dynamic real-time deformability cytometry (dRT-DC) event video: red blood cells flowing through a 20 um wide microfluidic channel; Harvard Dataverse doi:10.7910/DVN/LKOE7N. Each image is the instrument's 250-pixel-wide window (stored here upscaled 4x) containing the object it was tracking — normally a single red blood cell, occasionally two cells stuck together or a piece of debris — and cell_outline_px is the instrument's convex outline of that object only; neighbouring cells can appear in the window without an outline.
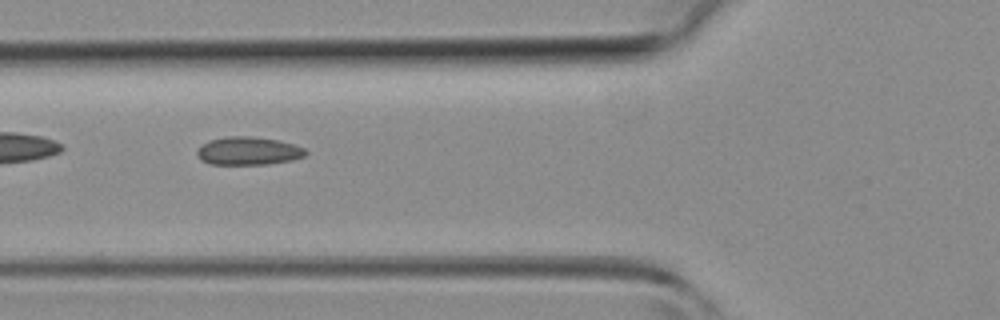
{"species": "common noctule bat (a hibernating species)", "species_latin": "Nyctalus noctula", "temperature_condition": "room temperature", "stored_images_in_passage": 5, "camera_frame_rate_fps": 3000, "um_per_image_px": 0.085, "animal": {"sex": "female", "body_mass_g": 19.3, "forearm_length_mm": 54.1}, "frame": {"image": 1, "passage_image": 3, "time_ms": 0.667, "image_size_px": [1000, 320], "cell_outline_px": [[308, 152], [304, 156], [292, 160], [268, 164], [212, 164], [200, 160], [196, 156], [196, 152], [208, 140], [228, 136], [252, 136], [280, 140], [304, 148]], "centroid_in_image_um": [21.11, 12.82], "position_along_channel_um": 104.7, "area_um2": 17.8}}